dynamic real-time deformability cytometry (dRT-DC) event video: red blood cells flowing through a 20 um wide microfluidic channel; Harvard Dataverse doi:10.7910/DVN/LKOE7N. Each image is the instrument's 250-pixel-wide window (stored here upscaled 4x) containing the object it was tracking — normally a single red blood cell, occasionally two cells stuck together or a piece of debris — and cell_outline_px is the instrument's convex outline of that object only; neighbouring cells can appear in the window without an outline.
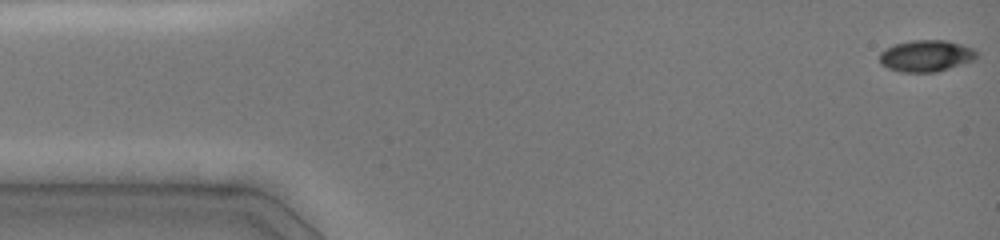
{"species": "common noctule bat (a hibernating species)", "species_latin": "Nyctalus noctula", "temperature_condition": "cold", "stored_images_in_passage": 13, "camera_frame_rate_fps": 3000, "um_per_image_px": 0.085, "animal": {"sex": "female", "body_mass_g": 19.0, "forearm_length_mm": 51.5}, "frame": {"image": 1, "passage_image": 1, "time_ms": 0.0, "image_size_px": [1000, 240], "cell_outline_px": [[980, 52], [976, 60], [936, 72], [900, 72], [888, 68], [880, 64], [880, 52], [896, 44], [912, 40], [944, 40], [976, 48]], "centroid_in_image_um": [78.79, 4.75], "position_along_channel_um": 6.2, "area_um2": 18.03}}
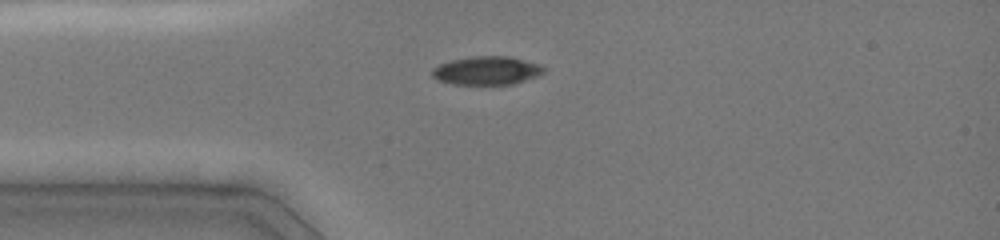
{"frame": {"image": 2, "passage_image": 9, "time_ms": 3.667, "image_size_px": [1000, 240], "cell_outline_px": [[544, 72], [536, 76], [516, 84], [452, 84], [440, 80], [432, 76], [432, 68], [440, 64], [452, 60], [472, 56], [508, 56], [540, 64], [544, 68]], "centroid_in_image_um": [41.38, 6.0], "position_along_channel_um": 43.6, "area_um2": 18.38}}